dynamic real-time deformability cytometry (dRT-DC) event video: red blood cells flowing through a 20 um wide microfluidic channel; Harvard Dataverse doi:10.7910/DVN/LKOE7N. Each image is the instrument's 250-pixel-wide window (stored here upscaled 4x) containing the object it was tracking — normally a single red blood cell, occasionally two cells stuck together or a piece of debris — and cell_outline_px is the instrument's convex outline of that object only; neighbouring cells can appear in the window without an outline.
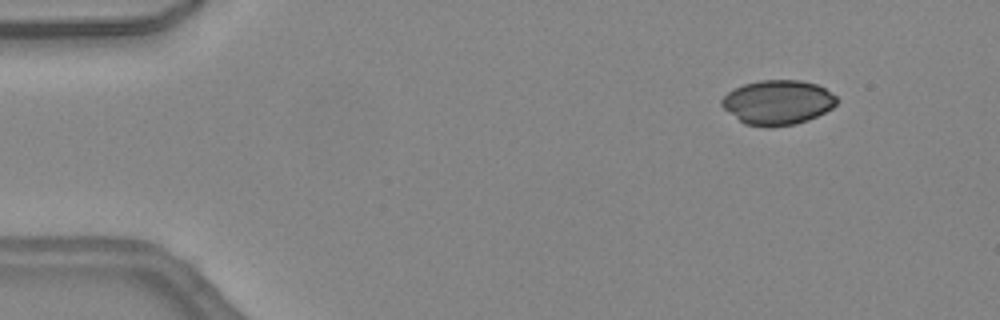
{"species": "common noctule bat (a hibernating species)", "species_latin": "Nyctalus noctula", "temperature_condition": "warm", "stored_images_in_passage": 6, "camera_frame_rate_fps": 3000, "um_per_image_px": 0.085, "animal": {"sex": "female", "body_mass_g": 24.6, "forearm_length_mm": 56.2}, "frame": {"image": 1, "passage_image": 1, "time_ms": 0.0, "image_size_px": [1000, 320], "cell_outline_px": [[836, 104], [832, 108], [808, 120], [796, 124], [772, 128], [744, 124], [724, 108], [720, 104], [720, 100], [728, 92], [744, 84], [760, 80], [800, 80], [816, 84], [824, 88], [836, 96]], "centroid_in_image_um": [66.09, 8.71], "position_along_channel_um": 18.9, "area_um2": 29.82}}